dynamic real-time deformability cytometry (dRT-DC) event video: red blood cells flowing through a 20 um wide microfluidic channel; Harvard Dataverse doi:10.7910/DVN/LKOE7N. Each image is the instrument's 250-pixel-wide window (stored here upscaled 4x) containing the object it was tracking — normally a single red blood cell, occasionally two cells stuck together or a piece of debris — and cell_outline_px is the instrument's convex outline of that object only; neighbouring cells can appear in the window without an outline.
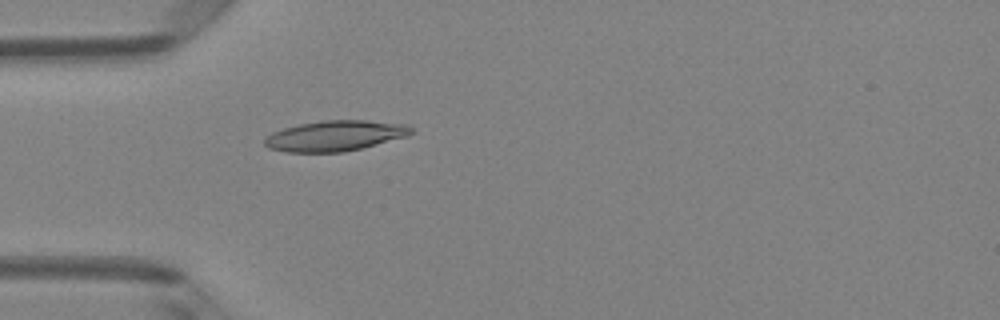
{"species": "Egyptian fruit bat (a non-hibernating species)", "species_latin": "Rousettus aegyptiacus", "temperature_condition": "room temperature", "stored_images_in_passage": 5, "camera_frame_rate_fps": 3000, "um_per_image_px": 0.085, "animal": {"sex": "female"}, "frame": {"image": 1, "passage_image": 5, "time_ms": 1.333, "image_size_px": [1000, 320], "cell_outline_px": [[412, 132], [408, 136], [344, 152], [288, 152], [268, 148], [264, 144], [264, 140], [272, 132], [284, 128], [300, 124], [320, 120], [364, 120], [408, 124], [412, 128]], "centroid_in_image_um": [28.48, 11.53], "position_along_channel_um": 56.5, "area_um2": 25.95}}